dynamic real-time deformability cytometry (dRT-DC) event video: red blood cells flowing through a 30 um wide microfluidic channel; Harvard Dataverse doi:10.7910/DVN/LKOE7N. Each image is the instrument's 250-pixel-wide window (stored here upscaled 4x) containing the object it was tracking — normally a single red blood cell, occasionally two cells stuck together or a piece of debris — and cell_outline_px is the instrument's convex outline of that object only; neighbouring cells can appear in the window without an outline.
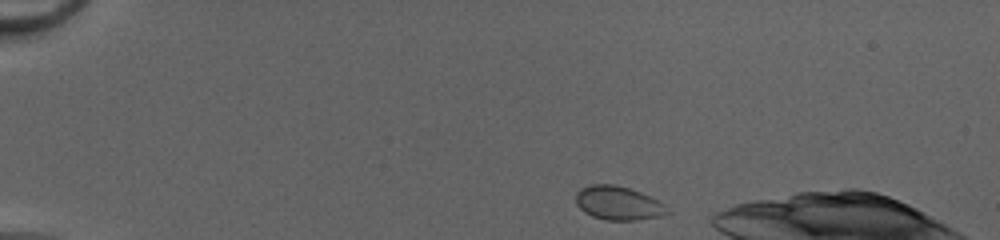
{"species": "common noctule bat (a hibernating species)", "species_latin": "Nyctalus noctula", "temperature_condition": "cold", "stored_images_in_passage": 39, "camera_frame_rate_fps": 3000, "um_per_image_px": 0.085, "animal": {"sex": "female", "body_mass_g": 20.0, "forearm_length_mm": 54.0}, "frame": {"image": 1, "passage_image": 2, "time_ms": 0.333, "image_size_px": [1000, 240], "cell_outline_px": [[668, 212], [660, 216], [636, 220], [604, 220], [592, 216], [584, 212], [576, 204], [576, 192], [580, 188], [592, 184], [616, 184], [640, 192], [664, 204]], "centroid_in_image_um": [52.49, 17.26], "position_along_channel_um": 32.5, "area_um2": 17.86}}
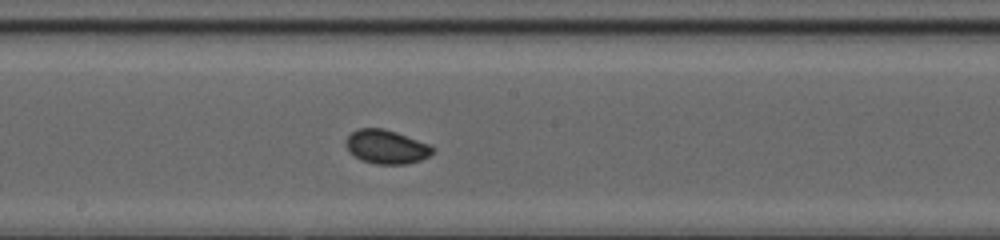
{"frame": {"image": 2, "passage_image": 21, "time_ms": 6.667, "image_size_px": [1000, 240], "cell_outline_px": [[436, 152], [420, 160], [408, 164], [376, 164], [360, 160], [348, 152], [344, 144], [344, 140], [356, 128], [384, 128], [396, 132], [428, 144], [436, 148]], "centroid_in_image_um": [32.81, 12.48], "position_along_channel_um": 215.4, "area_um2": 17.4}}
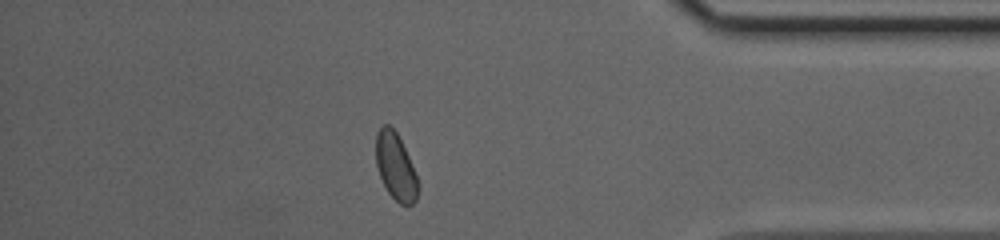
{"frame": {"image": 3, "passage_image": 36, "time_ms": 11.667, "image_size_px": [1000, 240], "cell_outline_px": [[420, 188], [416, 200], [412, 204], [400, 204], [388, 192], [380, 176], [376, 164], [376, 132], [384, 124], [388, 124], [396, 132], [408, 156], [420, 184]], "centroid_in_image_um": [33.64, 14.17], "position_along_channel_um": 401.6, "area_um2": 16.24}, "authors_computed_cell_mechanics": {"area_um2": 16.8776, "velocity_mm_per_s": 4.2008, "shape_relaxation_time_tau1_ms": 4.5144, "shape_relaxation_time_tau2_ms": null, "deformation_change_tau1": 0.0542, "deformation_change_tau2": null}}